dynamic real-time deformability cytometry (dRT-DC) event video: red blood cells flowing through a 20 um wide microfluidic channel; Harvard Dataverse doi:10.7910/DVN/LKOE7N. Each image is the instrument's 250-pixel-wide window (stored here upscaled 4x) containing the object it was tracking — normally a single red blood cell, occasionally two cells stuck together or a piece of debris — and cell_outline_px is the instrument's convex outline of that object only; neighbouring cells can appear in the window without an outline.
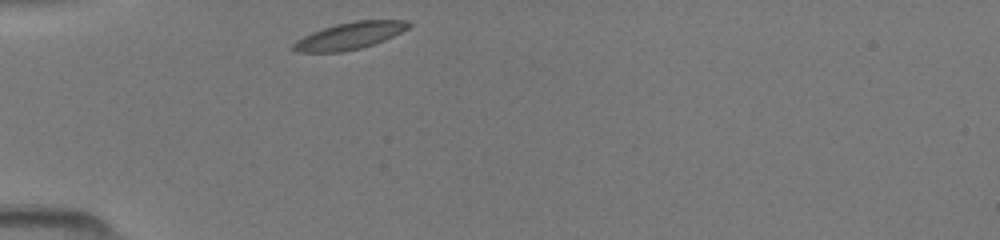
{"species": "common noctule bat (a hibernating species)", "species_latin": "Nyctalus noctula", "temperature_condition": "room temperature", "stored_images_in_passage": 29, "camera_frame_rate_fps": 3000, "um_per_image_px": 0.085, "animal": {"sex": "female", "body_mass_g": 19.5, "forearm_length_mm": 54.1}, "frame": {"image": 1, "passage_image": 1, "time_ms": 0.0, "image_size_px": [1000, 240], "cell_outline_px": [[412, 24], [408, 28], [384, 40], [360, 48], [340, 52], [296, 52], [292, 48], [292, 44], [296, 40], [312, 32], [336, 24], [356, 20], [408, 20]], "centroid_in_image_um": [29.71, 3.03], "position_along_channel_um": 55.3, "area_um2": 17.92}}
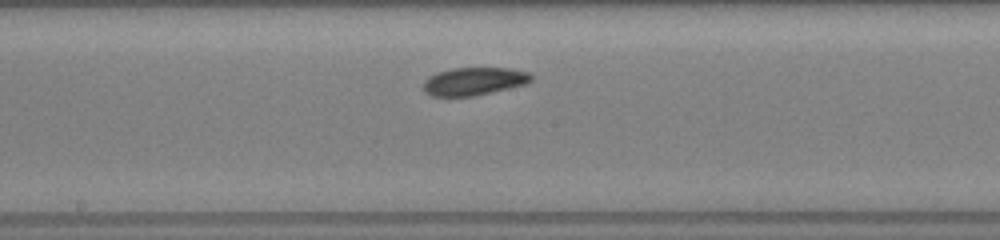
{"frame": {"image": 2, "passage_image": 13, "time_ms": 4.0, "image_size_px": [1000, 240], "cell_outline_px": [[532, 80], [528, 84], [472, 96], [432, 96], [424, 92], [424, 80], [428, 76], [436, 72], [452, 68], [508, 68], [528, 72], [532, 76]], "centroid_in_image_um": [40.28, 6.9], "position_along_channel_um": 207.9, "area_um2": 17.57}}
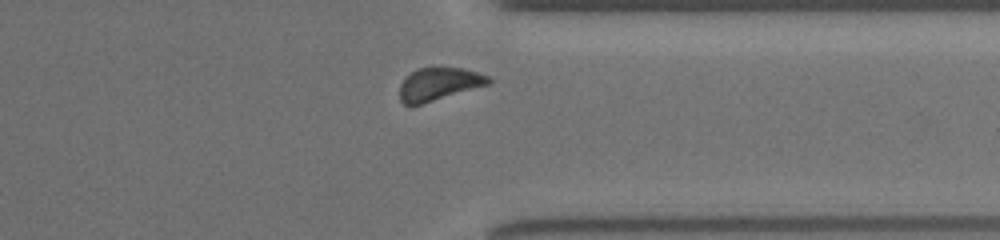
{"frame": {"image": 3, "passage_image": 25, "time_ms": 8.0, "image_size_px": [1000, 240], "cell_outline_px": [[492, 84], [420, 104], [404, 104], [400, 100], [400, 84], [416, 68], [464, 68], [488, 76], [492, 80]], "centroid_in_image_um": [37.35, 7.14], "position_along_channel_um": 374.1, "area_um2": 16.76}}